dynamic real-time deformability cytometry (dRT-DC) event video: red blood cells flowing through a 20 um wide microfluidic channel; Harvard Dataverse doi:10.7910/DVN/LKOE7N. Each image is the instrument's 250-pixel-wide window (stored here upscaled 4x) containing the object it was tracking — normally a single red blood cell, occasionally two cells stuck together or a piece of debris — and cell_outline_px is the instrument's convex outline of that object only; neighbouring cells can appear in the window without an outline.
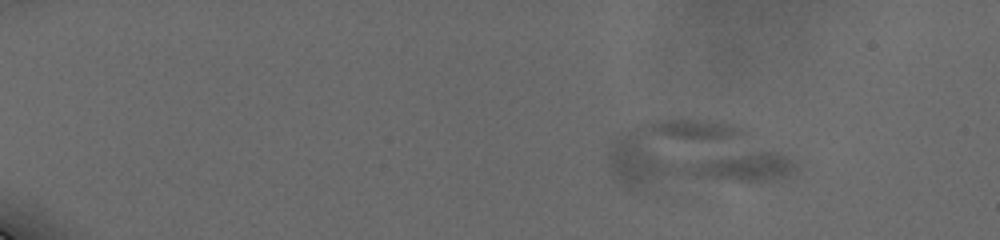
{"species": "human", "species_latin": "Homo sapiens", "temperature_condition": "cold", "stored_images_in_passage": 33, "camera_frame_rate_fps": 3000, "um_per_image_px": 0.085, "donor": {"sex": "male"}, "frame": {"image": 1, "passage_image": 27, "time_ms": 3.0, "image_size_px": [1000, 240], "cell_outline_px": [[792, 168], [784, 176], [772, 180], [636, 192], [628, 192], [616, 176], [608, 164], [608, 152], [628, 132], [636, 128], [656, 120], [708, 120], [724, 124], [740, 132], [784, 156], [792, 164]], "centroid_in_image_um": [58.79, 13.33], "position_along_channel_um": 26.2, "area_um2": 70.05}}